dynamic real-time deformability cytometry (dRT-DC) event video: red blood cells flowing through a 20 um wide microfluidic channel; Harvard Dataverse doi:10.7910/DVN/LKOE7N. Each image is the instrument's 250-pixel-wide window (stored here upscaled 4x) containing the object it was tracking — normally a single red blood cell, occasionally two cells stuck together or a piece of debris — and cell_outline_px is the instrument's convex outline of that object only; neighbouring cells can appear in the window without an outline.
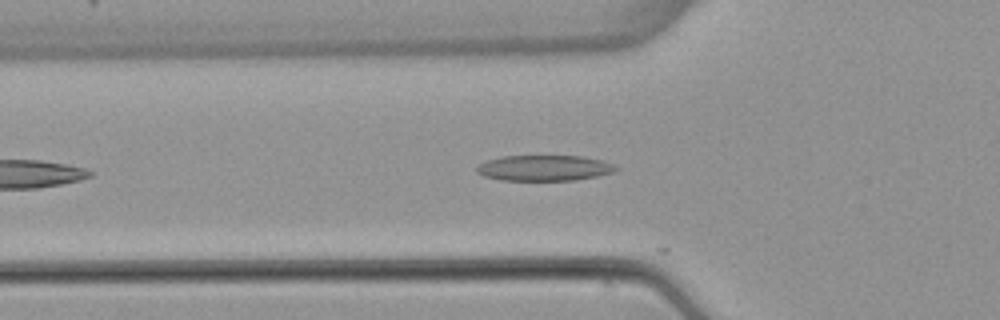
{"species": "common noctule bat (a hibernating species)", "species_latin": "Nyctalus noctula", "temperature_condition": "warm", "stored_images_in_passage": 8, "camera_frame_rate_fps": 3000, "um_per_image_px": 0.085, "animal": {"sex": "female", "body_mass_g": 22.7, "forearm_length_mm": 54.2}, "frame": {"image": 1, "passage_image": 7, "time_ms": 2.0, "image_size_px": [1000, 320], "cell_outline_px": [[620, 168], [612, 172], [596, 176], [576, 180], [500, 180], [484, 176], [476, 172], [476, 168], [480, 164], [488, 160], [504, 156], [580, 156], [600, 160], [612, 164]], "centroid_in_image_um": [46.24, 14.28], "position_along_channel_um": 79.6, "area_um2": 20.58}}